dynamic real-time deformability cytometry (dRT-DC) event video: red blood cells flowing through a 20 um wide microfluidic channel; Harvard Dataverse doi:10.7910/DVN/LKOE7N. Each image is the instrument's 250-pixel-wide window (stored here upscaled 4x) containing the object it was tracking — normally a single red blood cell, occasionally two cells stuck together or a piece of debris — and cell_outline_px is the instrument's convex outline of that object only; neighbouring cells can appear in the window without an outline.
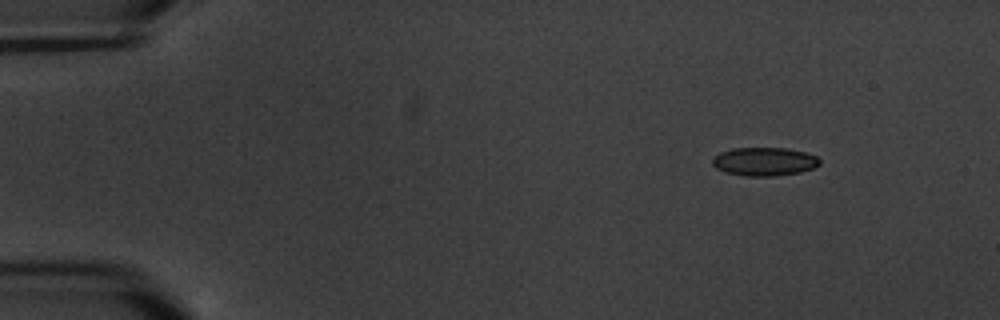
{"species": "common noctule bat (a hibernating species)", "species_latin": "Nyctalus noctula", "temperature_condition": "warm", "stored_images_in_passage": 7, "camera_frame_rate_fps": 3000, "um_per_image_px": 0.085, "animal": {"sex": "male", "body_mass_g": 20.1, "forearm_length_mm": 53.5}, "frame": {"image": 1, "passage_image": 1, "time_ms": 0.0, "image_size_px": [1000, 320], "cell_outline_px": [[820, 164], [812, 168], [800, 172], [772, 176], [744, 176], [724, 172], [716, 168], [712, 164], [712, 156], [720, 152], [732, 148], [788, 148], [804, 152], [816, 156], [820, 160]], "centroid_in_image_um": [64.92, 13.73], "position_along_channel_um": 20.1, "area_um2": 17.86}}
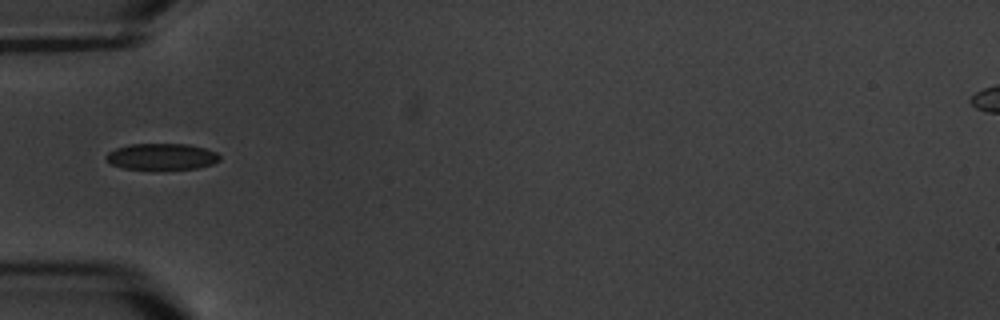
{"frame": {"image": 2, "passage_image": 4, "time_ms": 4.333, "image_size_px": [1000, 320], "cell_outline_px": [[220, 160], [212, 164], [196, 168], [152, 172], [124, 168], [112, 164], [104, 156], [108, 152], [116, 148], [128, 144], [188, 144], [204, 148], [216, 152], [220, 156]], "centroid_in_image_um": [13.72, 13.35], "position_along_channel_um": 71.3, "area_um2": 18.09}}